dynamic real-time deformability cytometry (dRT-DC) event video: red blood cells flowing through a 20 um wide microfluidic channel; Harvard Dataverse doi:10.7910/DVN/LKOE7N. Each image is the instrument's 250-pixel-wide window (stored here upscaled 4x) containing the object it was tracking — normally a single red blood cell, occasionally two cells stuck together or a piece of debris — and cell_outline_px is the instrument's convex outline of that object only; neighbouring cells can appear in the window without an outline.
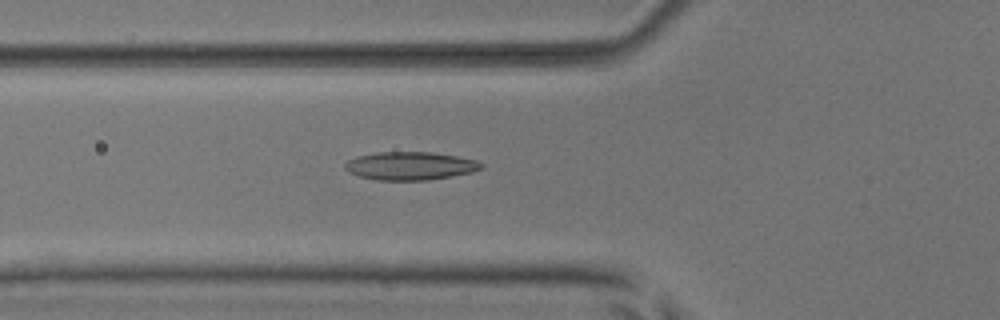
{"species": "common noctule bat (a hibernating species)", "species_latin": "Nyctalus noctula", "temperature_condition": "room temperature", "stored_images_in_passage": 52, "camera_frame_rate_fps": 3000, "um_per_image_px": 0.085, "animal": {"sex": "male", "body_mass_g": 17.9, "forearm_length_mm": 54.2}, "frame": {"image": 1, "passage_image": 19, "time_ms": 6.0, "image_size_px": [1000, 320], "cell_outline_px": [[484, 168], [472, 172], [452, 176], [428, 180], [376, 180], [360, 176], [348, 172], [344, 168], [344, 164], [348, 160], [356, 156], [380, 152], [432, 152], [456, 156], [476, 160], [484, 164]], "centroid_in_image_um": [34.87, 14.1], "position_along_channel_um": 90.9, "area_um2": 22.43}}
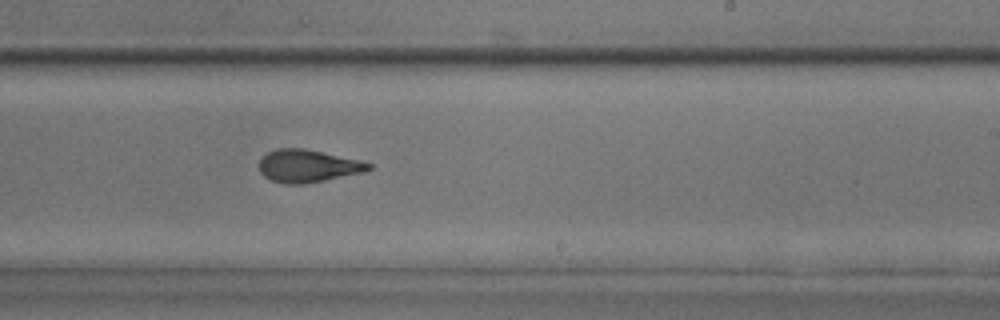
{"frame": {"image": 2, "passage_image": 32, "time_ms": 10.333, "image_size_px": [1000, 320], "cell_outline_px": [[372, 168], [364, 172], [304, 184], [284, 184], [272, 180], [264, 176], [260, 172], [260, 160], [268, 152], [276, 148], [304, 148], [360, 160], [372, 164]], "centroid_in_image_um": [26.17, 14.1], "position_along_channel_um": 262.8, "area_um2": 20.69}}
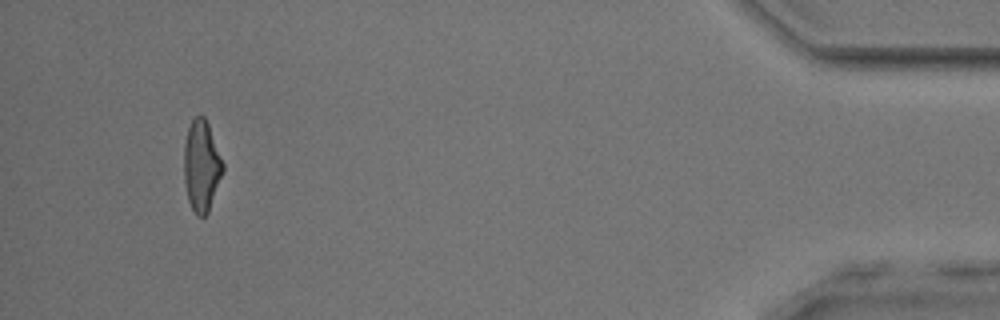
{"frame": {"image": 3, "passage_image": 49, "time_ms": 16.0, "image_size_px": [1000, 320], "cell_outline_px": [[224, 168], [208, 212], [204, 216], [196, 216], [188, 200], [184, 180], [184, 144], [188, 128], [192, 120], [196, 116], [204, 116], [208, 124], [224, 164]], "centroid_in_image_um": [17.12, 14.1], "position_along_channel_um": 418.1, "area_um2": 20.4}, "authors_computed_cell_mechanics": {"area_um2": 21.2704, "velocity_mm_per_s": 3.9699, "shape_relaxation_time_tau1_ms": 7.081, "shape_relaxation_time_tau2_ms": 1.6492, "deformation_change_tau1": 0.2104, "deformation_change_tau2": 0.0925}}